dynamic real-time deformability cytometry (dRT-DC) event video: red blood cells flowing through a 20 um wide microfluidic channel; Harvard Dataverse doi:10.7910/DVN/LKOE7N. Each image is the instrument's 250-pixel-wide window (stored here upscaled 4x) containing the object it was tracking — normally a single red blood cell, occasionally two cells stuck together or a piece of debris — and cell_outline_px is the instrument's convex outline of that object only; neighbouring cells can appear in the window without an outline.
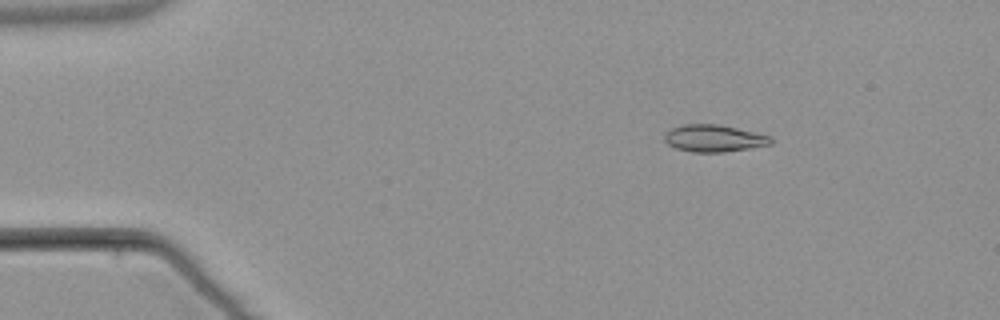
{"species": "common noctule bat (a hibernating species)", "species_latin": "Nyctalus noctula", "temperature_condition": "warm", "stored_images_in_passage": 3, "camera_frame_rate_fps": 3000, "um_per_image_px": 0.085, "animal": {"sex": "male", "body_mass_g": 21.5, "forearm_length_mm": 52.0}, "frame": {"image": 1, "passage_image": 3, "time_ms": 2.333, "image_size_px": [1000, 320], "cell_outline_px": [[772, 144], [724, 152], [692, 152], [676, 148], [668, 144], [664, 140], [664, 132], [672, 128], [684, 124], [716, 124], [756, 132], [772, 136]], "centroid_in_image_um": [60.67, 11.75], "position_along_channel_um": 24.3, "area_um2": 16.76}}